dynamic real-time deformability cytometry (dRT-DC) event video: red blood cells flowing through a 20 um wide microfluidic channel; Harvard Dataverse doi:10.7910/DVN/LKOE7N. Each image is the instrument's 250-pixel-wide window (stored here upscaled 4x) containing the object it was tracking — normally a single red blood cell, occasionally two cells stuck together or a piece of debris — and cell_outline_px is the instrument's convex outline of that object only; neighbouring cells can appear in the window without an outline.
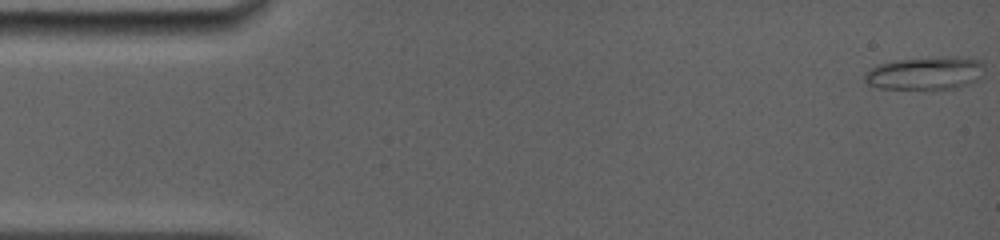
{"species": "common noctule bat (a hibernating species)", "species_latin": "Nyctalus noctula", "temperature_condition": "room temperature", "stored_images_in_passage": 49, "camera_frame_rate_fps": 5000, "um_per_image_px": 0.085, "animal": {"sex": "female", "body_mass_g": 19.0, "forearm_length_mm": 56.7}, "frame": {"image": 1, "passage_image": 1, "time_ms": 0.0, "image_size_px": [1000, 240], "cell_outline_px": [[984, 68], [980, 76], [972, 84], [956, 88], [868, 88], [864, 80], [864, 72], [880, 64], [896, 60], [944, 56], [956, 56], [980, 60], [984, 64]], "centroid_in_image_um": [78.64, 6.22], "position_along_channel_um": 6.4, "area_um2": 23.18}}
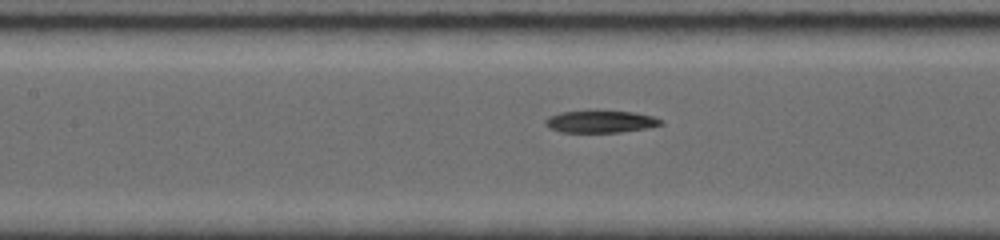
{"frame": {"image": 2, "passage_image": 22, "time_ms": 7.0, "image_size_px": [1000, 240], "cell_outline_px": [[664, 124], [648, 128], [620, 132], [560, 132], [548, 128], [544, 124], [544, 120], [548, 116], [560, 112], [596, 108], [632, 112], [652, 116], [664, 120]], "centroid_in_image_um": [51.01, 10.29], "position_along_channel_um": 156.4, "area_um2": 15.78}}
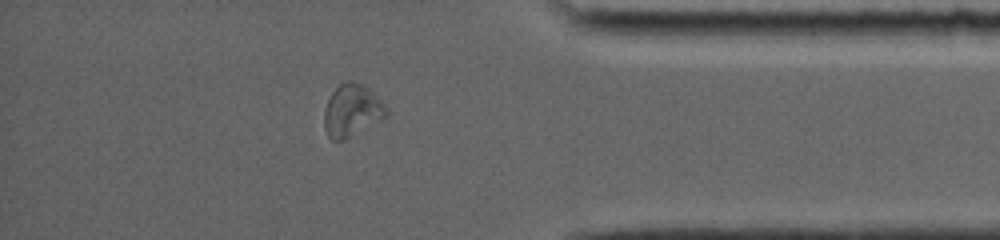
{"frame": {"image": 3, "passage_image": 42, "time_ms": 13.6, "image_size_px": [1000, 240], "cell_outline_px": [[388, 116], [340, 140], [332, 140], [328, 136], [324, 128], [324, 108], [332, 92], [340, 84], [348, 80], [352, 80], [364, 84], [388, 108]], "centroid_in_image_um": [29.9, 9.35], "position_along_channel_um": 405.3, "area_um2": 18.61}, "authors_computed_cell_mechanics": {"area_um2": 16.5886, "velocity_mm_per_s": 3.9373, "shape_relaxation_time_tau1_ms": 4.6465, "shape_relaxation_time_tau2_ms": null, "deformation_change_tau1": 0.1695, "deformation_change_tau2": null}}